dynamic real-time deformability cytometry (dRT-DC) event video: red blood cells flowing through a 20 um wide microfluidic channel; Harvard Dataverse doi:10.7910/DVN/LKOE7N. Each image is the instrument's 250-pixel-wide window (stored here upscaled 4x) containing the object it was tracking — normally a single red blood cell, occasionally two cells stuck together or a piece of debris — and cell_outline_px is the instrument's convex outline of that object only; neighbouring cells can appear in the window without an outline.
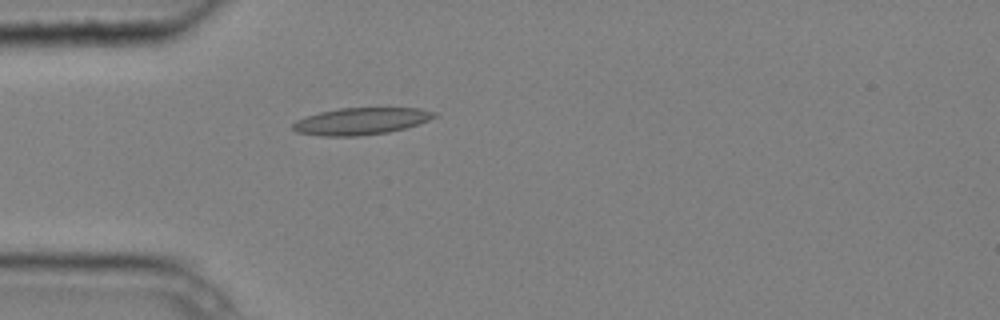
{"species": "common noctule bat (a hibernating species)", "species_latin": "Nyctalus noctula", "temperature_condition": "cold", "stored_images_in_passage": 1, "camera_frame_rate_fps": 3000, "um_per_image_px": 0.085, "animal": {"sex": "male", "body_mass_g": 20.4}, "frame": {"image": 1, "passage_image": 1, "time_ms": 0.0, "image_size_px": [1000, 320], "cell_outline_px": [[440, 116], [404, 128], [388, 132], [360, 136], [320, 136], [296, 132], [292, 128], [292, 124], [296, 120], [320, 112], [340, 108], [420, 108], [436, 112]], "centroid_in_image_um": [30.69, 10.3], "position_along_channel_um": 54.3, "area_um2": 22.2}}